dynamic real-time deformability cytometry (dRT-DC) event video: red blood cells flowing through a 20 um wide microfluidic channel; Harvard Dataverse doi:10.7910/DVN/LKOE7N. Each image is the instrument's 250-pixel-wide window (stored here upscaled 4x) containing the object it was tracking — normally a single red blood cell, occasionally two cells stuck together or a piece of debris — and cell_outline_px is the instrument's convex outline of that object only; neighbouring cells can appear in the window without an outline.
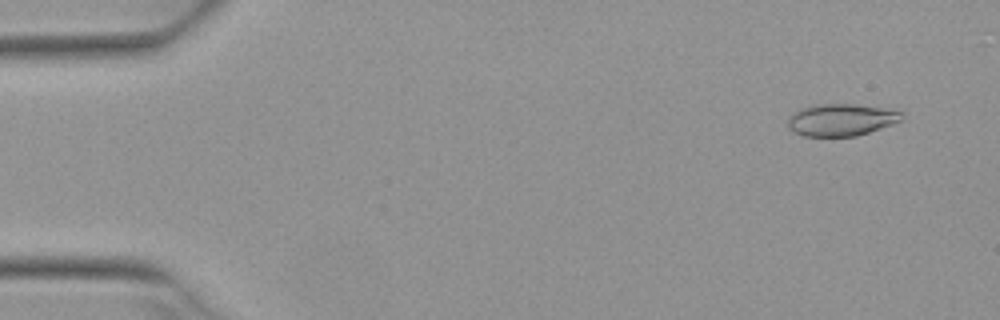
{"species": "Egyptian fruit bat (a non-hibernating species)", "species_latin": "Rousettus aegyptiacus", "temperature_condition": "warm", "stored_images_in_passage": 5, "camera_frame_rate_fps": 3000, "um_per_image_px": 0.085, "animal": {"sex": "female"}, "frame": {"image": 1, "passage_image": 2, "time_ms": 0.333, "image_size_px": [1000, 320], "cell_outline_px": [[904, 116], [900, 120], [892, 124], [856, 136], [804, 136], [792, 132], [788, 128], [788, 116], [792, 112], [800, 108], [816, 104], [856, 104], [904, 112]], "centroid_in_image_um": [71.43, 10.18], "position_along_channel_um": 13.6, "area_um2": 21.33}}